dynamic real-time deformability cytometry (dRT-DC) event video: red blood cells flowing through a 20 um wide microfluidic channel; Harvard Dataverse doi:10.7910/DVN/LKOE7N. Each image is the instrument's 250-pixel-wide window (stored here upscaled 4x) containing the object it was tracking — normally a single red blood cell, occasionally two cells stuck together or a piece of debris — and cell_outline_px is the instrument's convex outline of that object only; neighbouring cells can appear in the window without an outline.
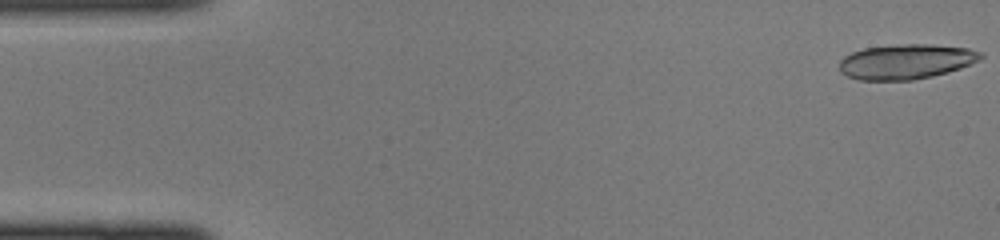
{"species": "common noctule bat (a hibernating species)", "species_latin": "Nyctalus noctula", "temperature_condition": "cold", "stored_images_in_passage": 44, "camera_frame_rate_fps": 3000, "um_per_image_px": 0.085, "animal": {"sex": "female", "body_mass_g": 22.0, "forearm_length_mm": 56.7}, "frame": {"image": 1, "passage_image": 1, "time_ms": 0.0, "image_size_px": [1000, 240], "cell_outline_px": [[984, 56], [980, 60], [960, 68], [948, 72], [932, 76], [912, 80], [860, 80], [848, 76], [840, 72], [840, 60], [844, 56], [852, 52], [864, 48], [904, 44], [928, 44], [968, 48], [984, 52]], "centroid_in_image_um": [77.04, 5.23], "position_along_channel_um": 8.0, "area_um2": 28.78}}
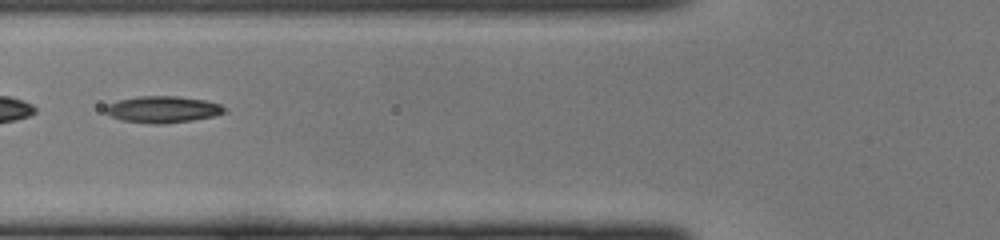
{"frame": {"image": 2, "passage_image": 17, "time_ms": 5.333, "image_size_px": [1000, 240], "cell_outline_px": [[224, 112], [212, 116], [192, 120], [164, 124], [152, 124], [120, 120], [104, 112], [104, 108], [108, 104], [120, 100], [136, 96], [176, 96], [204, 100], [220, 104], [224, 108]], "centroid_in_image_um": [13.78, 9.3], "position_along_channel_um": 112.0, "area_um2": 18.32}}
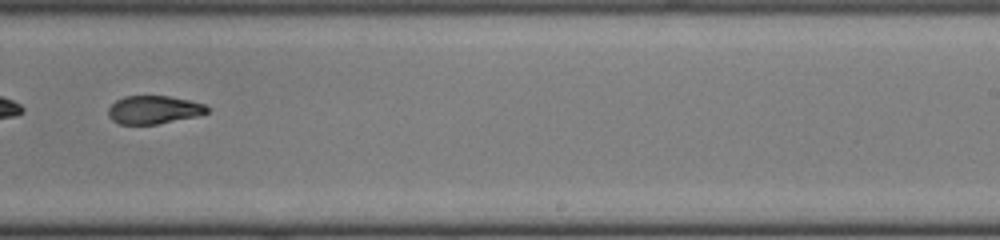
{"frame": {"image": 3, "passage_image": 28, "time_ms": 9.0, "image_size_px": [1000, 240], "cell_outline_px": [[208, 112], [196, 116], [156, 124], [120, 124], [112, 120], [108, 116], [108, 108], [116, 100], [124, 96], [168, 96], [188, 100], [204, 104], [208, 108]], "centroid_in_image_um": [13.03, 9.33], "position_along_channel_um": 276.0, "area_um2": 16.07}}